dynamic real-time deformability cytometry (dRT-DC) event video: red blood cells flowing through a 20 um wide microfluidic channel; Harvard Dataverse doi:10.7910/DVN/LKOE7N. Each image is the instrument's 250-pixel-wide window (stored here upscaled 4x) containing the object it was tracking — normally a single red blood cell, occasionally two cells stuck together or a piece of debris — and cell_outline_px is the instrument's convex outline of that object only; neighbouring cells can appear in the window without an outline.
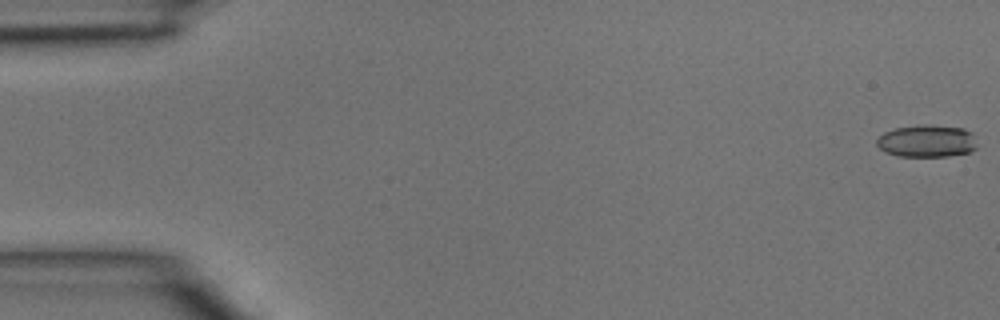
{"species": "common noctule bat (a hibernating species)", "species_latin": "Nyctalus noctula", "temperature_condition": "room temperature", "stored_images_in_passage": 4, "camera_frame_rate_fps": 3000, "um_per_image_px": 0.085, "animal": {"sex": "male", "body_mass_g": 15.6}, "frame": {"image": 1, "passage_image": 1, "time_ms": 0.0, "image_size_px": [1000, 320], "cell_outline_px": [[976, 148], [968, 152], [948, 156], [900, 156], [884, 152], [876, 144], [876, 140], [884, 132], [896, 128], [920, 124], [924, 124], [964, 128], [972, 132], [976, 144]], "centroid_in_image_um": [78.77, 11.98], "position_along_channel_um": 6.2, "area_um2": 18.9}}
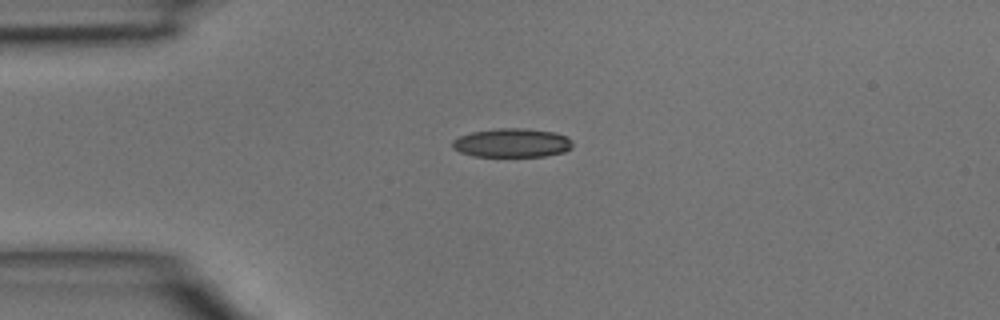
{"frame": {"image": 2, "passage_image": 3, "time_ms": 0.667, "image_size_px": [1000, 320], "cell_outline_px": [[572, 148], [564, 152], [544, 156], [472, 156], [460, 152], [452, 148], [452, 140], [460, 136], [472, 132], [496, 128], [524, 128], [552, 132], [568, 136], [572, 140]], "centroid_in_image_um": [43.52, 12.14], "position_along_channel_um": 41.5, "area_um2": 20.29}}